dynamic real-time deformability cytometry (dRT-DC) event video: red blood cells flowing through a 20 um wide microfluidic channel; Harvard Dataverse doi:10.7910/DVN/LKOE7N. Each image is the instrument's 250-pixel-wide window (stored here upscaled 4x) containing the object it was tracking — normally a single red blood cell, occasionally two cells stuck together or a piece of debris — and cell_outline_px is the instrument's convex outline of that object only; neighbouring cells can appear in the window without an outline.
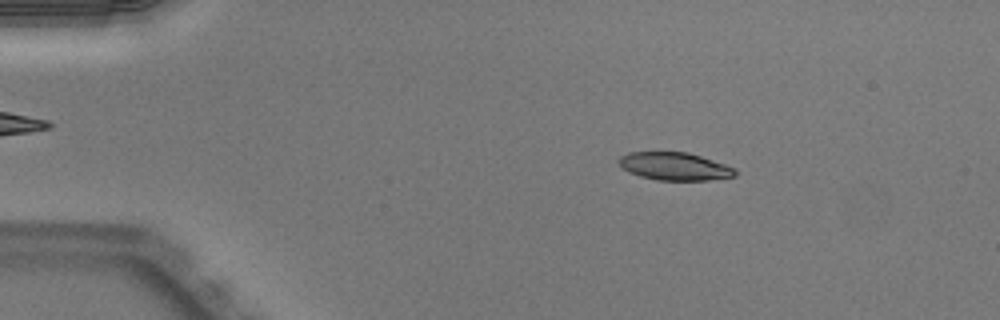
{"species": "Egyptian fruit bat (a non-hibernating species)", "species_latin": "Rousettus aegyptiacus", "temperature_condition": "warm", "stored_images_in_passage": 50, "camera_frame_rate_fps": 3000, "um_per_image_px": 0.085, "animal": {"sex": "male"}, "frame": {"image": 1, "passage_image": 8, "time_ms": 2.333, "image_size_px": [1000, 320], "cell_outline_px": [[736, 176], [708, 180], [656, 180], [640, 176], [628, 172], [620, 164], [620, 156], [628, 152], [688, 152], [736, 168]], "centroid_in_image_um": [57.35, 14.14], "position_along_channel_um": 27.6, "area_um2": 18.73}}
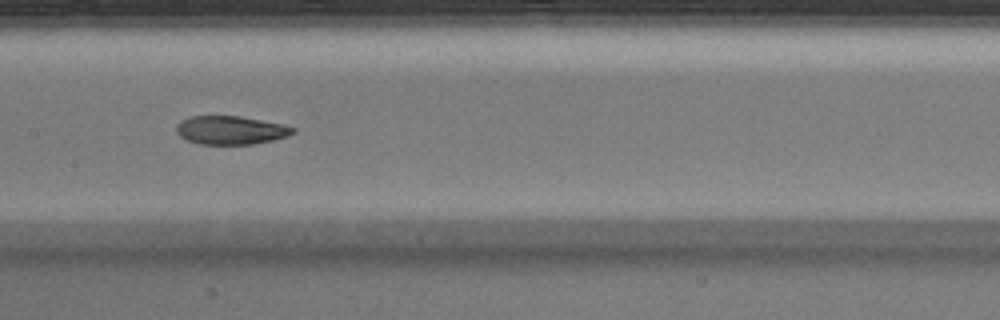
{"frame": {"image": 2, "passage_image": 25, "time_ms": 8.0, "image_size_px": [1000, 320], "cell_outline_px": [[296, 132], [288, 136], [272, 140], [252, 144], [200, 144], [188, 140], [180, 136], [176, 132], [176, 124], [180, 120], [188, 116], [240, 116], [284, 124], [296, 128]], "centroid_in_image_um": [19.61, 11.05], "position_along_channel_um": 187.8, "area_um2": 19.48}}
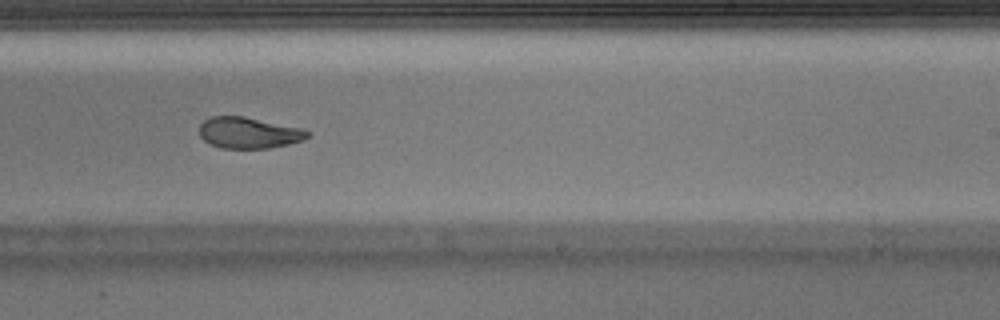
{"frame": {"image": 3, "passage_image": 31, "time_ms": 10.0, "image_size_px": [1000, 320], "cell_outline_px": [[308, 136], [300, 140], [288, 144], [268, 148], [224, 148], [212, 144], [204, 140], [200, 136], [200, 124], [204, 120], [212, 116], [244, 116], [304, 128], [308, 132]], "centroid_in_image_um": [21.13, 11.27], "position_along_channel_um": 267.9, "area_um2": 19.48}, "authors_computed_cell_mechanics": {"area_um2": 20.1144, "velocity_mm_per_s": 4.0151, "shape_relaxation_time_tau1_ms": null, "shape_relaxation_time_tau2_ms": 2.3068, "deformation_change_tau1": null, "deformation_change_tau2": 0.0834}}